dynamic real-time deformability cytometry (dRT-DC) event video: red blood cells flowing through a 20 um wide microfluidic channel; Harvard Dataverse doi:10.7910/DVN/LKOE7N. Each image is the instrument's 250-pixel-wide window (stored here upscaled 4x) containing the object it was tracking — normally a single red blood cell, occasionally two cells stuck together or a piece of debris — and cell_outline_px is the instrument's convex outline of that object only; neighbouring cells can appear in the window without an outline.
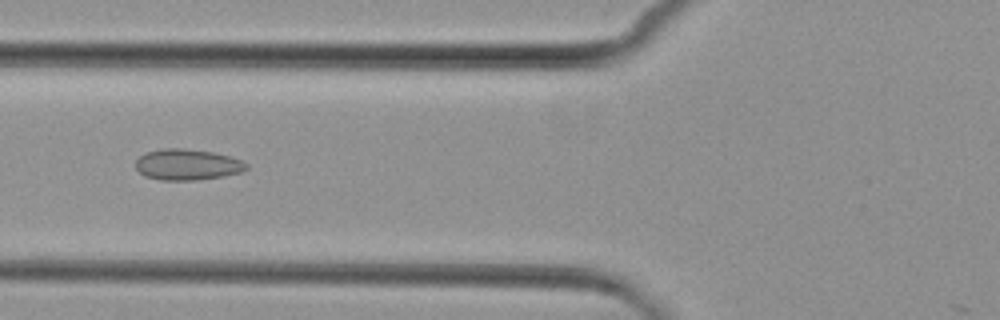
{"species": "common noctule bat (a hibernating species)", "species_latin": "Nyctalus noctula", "temperature_condition": "cold", "stored_images_in_passage": 9, "camera_frame_rate_fps": 3000, "um_per_image_px": 0.085, "animal": {"sex": "female", "body_mass_g": 29.2, "forearm_length_mm": 56.3}, "frame": {"image": 1, "passage_image": 6, "time_ms": 6.0, "image_size_px": [1000, 320], "cell_outline_px": [[248, 168], [240, 172], [224, 176], [200, 180], [160, 180], [144, 176], [136, 168], [136, 160], [144, 152], [164, 148], [184, 148], [212, 152], [228, 156], [240, 160], [248, 164]], "centroid_in_image_um": [15.9, 13.99], "position_along_channel_um": 109.9, "area_um2": 20.06}}
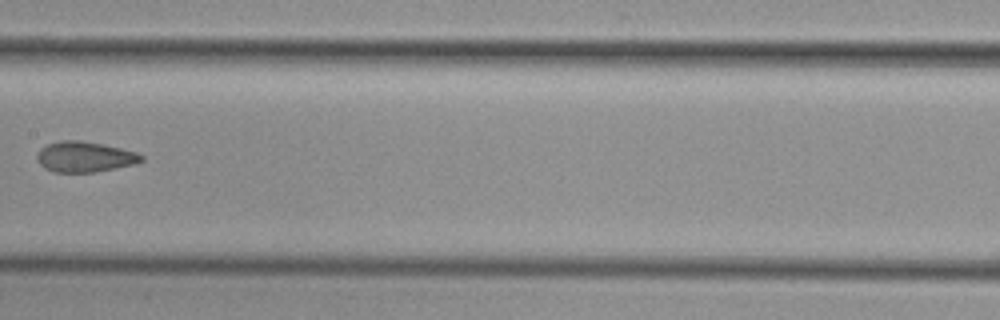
{"frame": {"image": 2, "passage_image": 8, "time_ms": 8.333, "image_size_px": [1000, 320], "cell_outline_px": [[144, 160], [136, 164], [92, 172], [52, 172], [44, 168], [36, 160], [36, 156], [40, 148], [48, 144], [60, 140], [80, 140], [104, 144], [136, 152], [144, 156]], "centroid_in_image_um": [7.18, 13.32], "position_along_channel_um": 200.2, "area_um2": 18.67}}
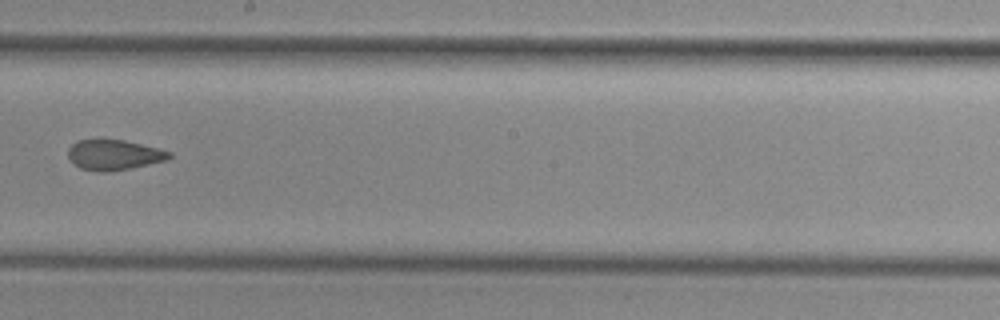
{"frame": {"image": 3, "passage_image": 9, "time_ms": 9.333, "image_size_px": [1000, 320], "cell_outline_px": [[172, 156], [168, 160], [108, 172], [96, 172], [80, 168], [72, 164], [68, 156], [68, 148], [76, 140], [100, 136], [124, 140], [172, 152]], "centroid_in_image_um": [9.6, 13.12], "position_along_channel_um": 238.6, "area_um2": 18.5}}